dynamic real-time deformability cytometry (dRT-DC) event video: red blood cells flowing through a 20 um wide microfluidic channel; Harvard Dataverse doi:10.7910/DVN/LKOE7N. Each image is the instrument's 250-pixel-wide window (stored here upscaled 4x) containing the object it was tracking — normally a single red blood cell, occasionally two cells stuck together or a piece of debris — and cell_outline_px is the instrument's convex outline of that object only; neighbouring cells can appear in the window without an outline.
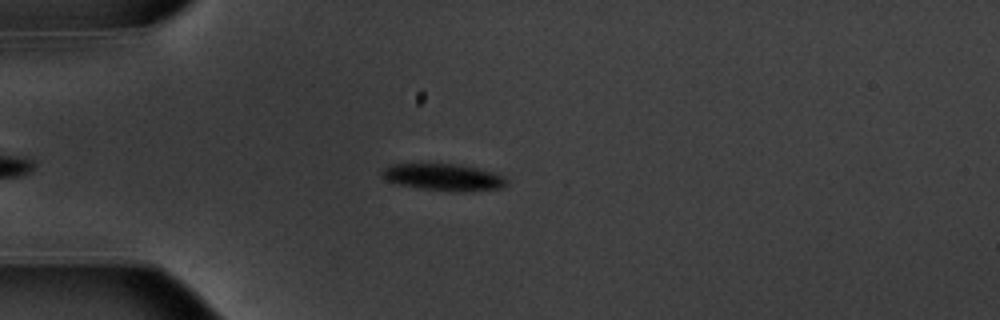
{"species": "common noctule bat (a hibernating species)", "species_latin": "Nyctalus noctula", "temperature_condition": "warm", "stored_images_in_passage": 42, "camera_frame_rate_fps": 3000, "um_per_image_px": 0.085, "animal": {"sex": "male", "body_mass_g": 20.1, "forearm_length_mm": 53.5}, "frame": {"image": 1, "passage_image": 6, "time_ms": 1.667, "image_size_px": [1000, 320], "cell_outline_px": [[508, 184], [504, 188], [468, 192], [452, 192], [420, 188], [400, 184], [388, 180], [380, 172], [384, 168], [392, 164], [460, 164], [492, 172], [504, 176], [508, 180]], "centroid_in_image_um": [37.79, 15.08], "position_along_channel_um": 47.2, "area_um2": 19.59}}
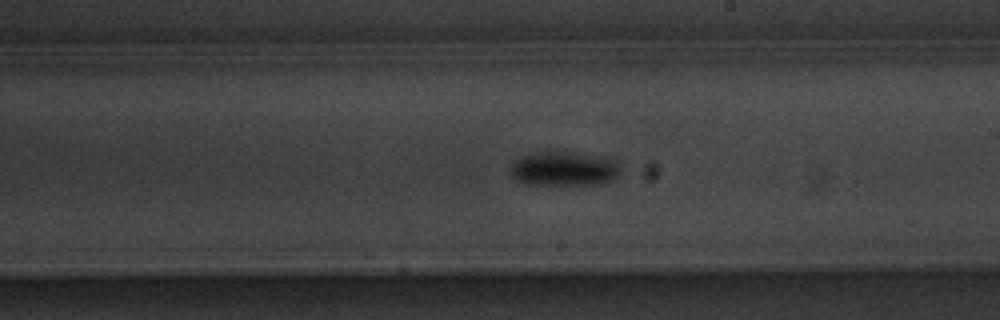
{"frame": {"image": 2, "passage_image": 23, "time_ms": 7.333, "image_size_px": [1000, 320], "cell_outline_px": [[620, 176], [612, 180], [600, 184], [524, 184], [516, 180], [508, 172], [508, 168], [512, 160], [520, 156], [548, 148], [564, 148], [604, 156], [612, 160], [620, 168]], "centroid_in_image_um": [47.87, 14.26], "position_along_channel_um": 241.1, "area_um2": 23.52}}
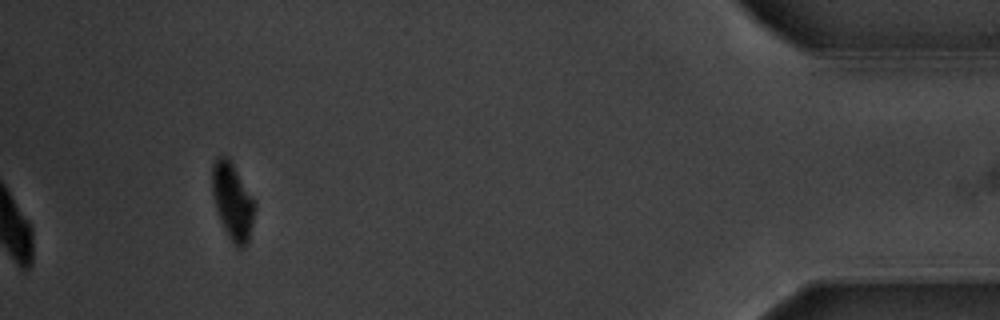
{"frame": {"image": 3, "passage_image": 42, "time_ms": 13.667, "image_size_px": [1000, 320], "cell_outline_px": [[256, 208], [248, 244], [244, 248], [236, 248], [232, 244], [220, 220], [216, 208], [212, 192], [212, 164], [216, 156], [228, 156], [256, 200]], "centroid_in_image_um": [19.79, 17.12], "position_along_channel_um": 415.4, "area_um2": 19.54}, "authors_computed_cell_mechanics": {"area_um2": 20.8658, "velocity_mm_per_s": 3.7361, "shape_relaxation_time_tau1_ms": 1.7223, "shape_relaxation_time_tau2_ms": null, "deformation_change_tau1": 0.13, "deformation_change_tau2": null}}